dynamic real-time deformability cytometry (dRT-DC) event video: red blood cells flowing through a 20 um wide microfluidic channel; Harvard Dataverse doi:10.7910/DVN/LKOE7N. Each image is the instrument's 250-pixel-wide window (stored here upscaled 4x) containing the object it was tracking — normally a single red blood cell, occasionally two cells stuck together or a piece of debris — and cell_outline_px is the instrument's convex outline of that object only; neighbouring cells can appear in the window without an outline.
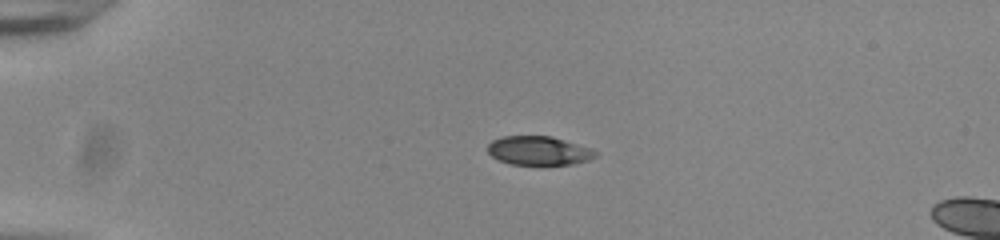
{"species": "common noctule bat (a hibernating species)", "species_latin": "Nyctalus noctula", "temperature_condition": "room temperature", "stored_images_in_passage": 6, "camera_frame_rate_fps": 3000, "um_per_image_px": 0.085, "animal": {"sex": "male", "body_mass_g": 20.0, "forearm_length_mm": 53.3}, "frame": {"image": 1, "passage_image": 1, "time_ms": 0.0, "image_size_px": [1000, 240], "cell_outline_px": [[600, 152], [596, 156], [588, 160], [572, 164], [508, 164], [492, 156], [488, 152], [488, 144], [492, 140], [504, 136], [552, 136], [592, 148]], "centroid_in_image_um": [45.82, 12.8], "position_along_channel_um": 39.2, "area_um2": 18.15}}